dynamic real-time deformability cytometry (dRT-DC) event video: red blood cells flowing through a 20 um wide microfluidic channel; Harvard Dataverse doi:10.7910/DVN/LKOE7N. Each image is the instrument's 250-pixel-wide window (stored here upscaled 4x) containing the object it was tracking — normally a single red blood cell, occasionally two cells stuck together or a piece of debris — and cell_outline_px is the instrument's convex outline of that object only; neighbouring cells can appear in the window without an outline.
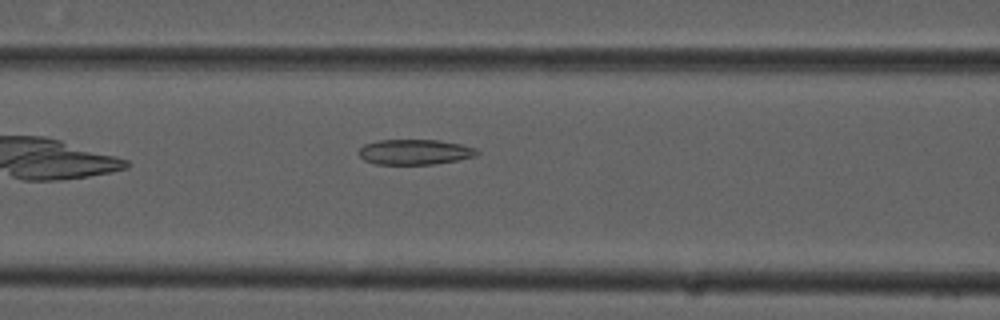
{"species": "common noctule bat (a hibernating species)", "species_latin": "Nyctalus noctula", "temperature_condition": "cold", "stored_images_in_passage": 33, "camera_frame_rate_fps": 3000, "um_per_image_px": 0.085, "animal": {"sex": "male", "forearm_length_mm": 52.5}, "frame": {"image": 1, "passage_image": 7, "time_ms": 2.0, "image_size_px": [1000, 320], "cell_outline_px": [[480, 152], [476, 156], [456, 160], [432, 164], [376, 164], [364, 160], [356, 152], [364, 144], [380, 140], [440, 140], [460, 144], [476, 148]], "centroid_in_image_um": [35.24, 12.91], "position_along_channel_um": 131.4, "area_um2": 17.4}}
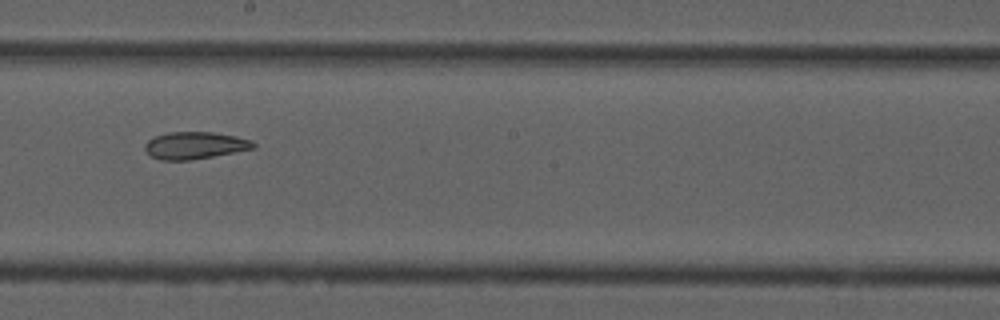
{"frame": {"image": 2, "passage_image": 15, "time_ms": 4.667, "image_size_px": [1000, 320], "cell_outline_px": [[256, 148], [212, 156], [188, 160], [160, 160], [152, 156], [144, 148], [144, 144], [148, 140], [156, 136], [168, 132], [212, 132], [236, 136], [252, 140], [256, 144]], "centroid_in_image_um": [16.58, 12.35], "position_along_channel_um": 231.6, "area_um2": 17.05}}
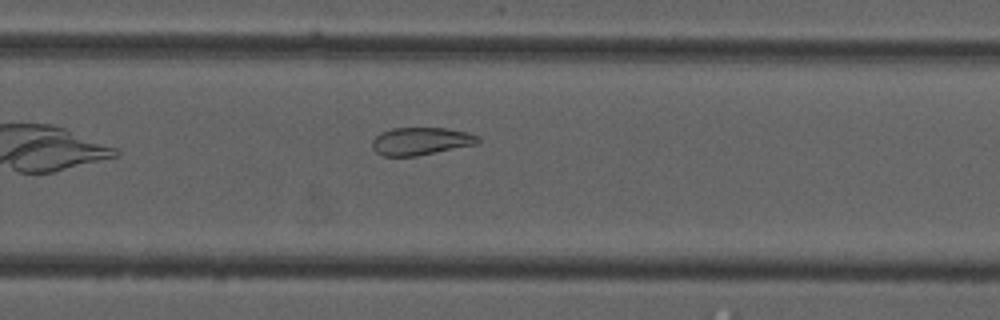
{"frame": {"image": 3, "passage_image": 20, "time_ms": 6.333, "image_size_px": [1000, 320], "cell_outline_px": [[480, 140], [476, 144], [416, 156], [384, 156], [376, 152], [372, 148], [372, 140], [380, 132], [392, 128], [448, 128], [468, 132], [480, 136]], "centroid_in_image_um": [35.77, 11.99], "position_along_channel_um": 294.0, "area_um2": 17.11}, "authors_computed_cell_mechanics": {"area_um2": 18.0336, "velocity_mm_per_s": 3.7691, "shape_relaxation_time_tau1_ms": null, "shape_relaxation_time_tau2_ms": 5.5845, "deformation_change_tau1": null, "deformation_change_tau2": 0.1211}}